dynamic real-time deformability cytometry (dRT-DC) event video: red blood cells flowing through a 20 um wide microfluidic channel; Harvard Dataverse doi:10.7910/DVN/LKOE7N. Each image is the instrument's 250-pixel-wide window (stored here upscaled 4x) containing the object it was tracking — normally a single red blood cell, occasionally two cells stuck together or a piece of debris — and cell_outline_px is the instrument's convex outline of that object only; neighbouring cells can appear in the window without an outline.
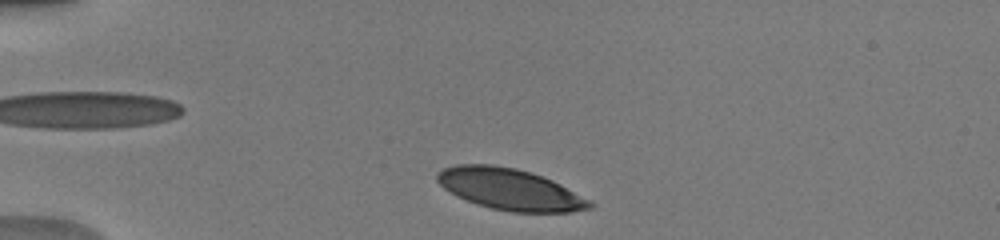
{"species": "human", "species_latin": "Homo sapiens", "temperature_condition": "warm", "stored_images_in_passage": 40, "camera_frame_rate_fps": 3000, "um_per_image_px": 0.085, "donor": {"sex": "male"}, "frame": {"image": 1, "passage_image": 2, "time_ms": 0.333, "image_size_px": [1000, 240], "cell_outline_px": [[596, 204], [592, 208], [572, 212], [512, 212], [492, 208], [476, 204], [456, 196], [444, 188], [436, 180], [436, 172], [444, 168], [456, 164], [492, 164], [516, 168], [552, 180], [592, 200]], "centroid_in_image_um": [43.35, 16.09], "position_along_channel_um": 41.6, "area_um2": 36.88}}
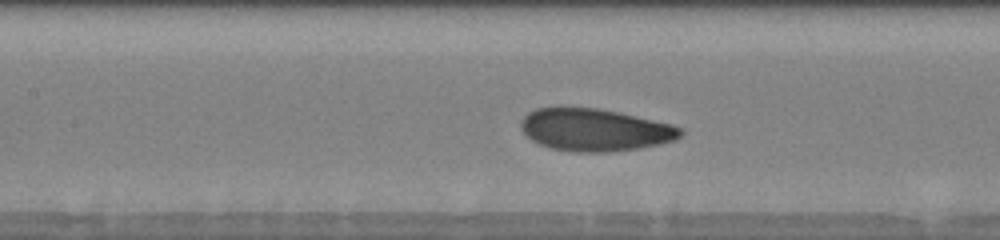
{"frame": {"image": 2, "passage_image": 14, "time_ms": 4.333, "image_size_px": [1000, 240], "cell_outline_px": [[684, 132], [676, 140], [636, 148], [604, 152], [572, 152], [552, 148], [540, 144], [532, 140], [520, 128], [520, 124], [524, 116], [528, 112], [536, 108], [596, 108], [620, 112], [672, 124], [680, 128]], "centroid_in_image_um": [50.55, 11.03], "position_along_channel_um": 156.8, "area_um2": 39.07}}
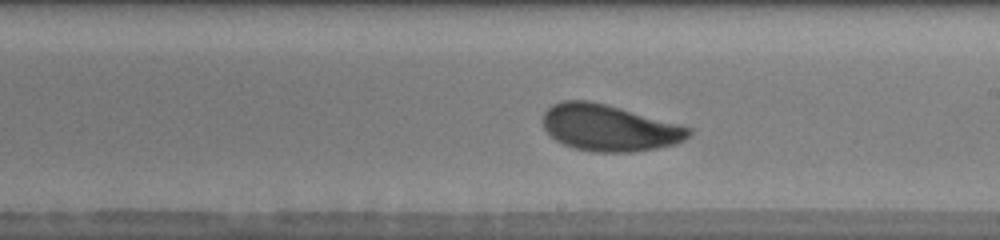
{"frame": {"image": 3, "passage_image": 20, "time_ms": 6.333, "image_size_px": [1000, 240], "cell_outline_px": [[692, 132], [684, 140], [676, 144], [656, 148], [632, 152], [592, 152], [576, 148], [564, 144], [556, 140], [544, 128], [540, 120], [544, 112], [552, 104], [564, 100], [588, 100], [620, 108], [680, 124], [692, 128]], "centroid_in_image_um": [51.76, 10.86], "position_along_channel_um": 237.2, "area_um2": 39.48}, "authors_computed_cell_mechanics": {"area_um2": 39.0728, "velocity_mm_per_s": 4.0249, "shape_relaxation_time_tau1_ms": 1.7733, "shape_relaxation_time_tau2_ms": 2.392, "deformation_change_tau1": 0.1061, "deformation_change_tau2": 0.0921}}